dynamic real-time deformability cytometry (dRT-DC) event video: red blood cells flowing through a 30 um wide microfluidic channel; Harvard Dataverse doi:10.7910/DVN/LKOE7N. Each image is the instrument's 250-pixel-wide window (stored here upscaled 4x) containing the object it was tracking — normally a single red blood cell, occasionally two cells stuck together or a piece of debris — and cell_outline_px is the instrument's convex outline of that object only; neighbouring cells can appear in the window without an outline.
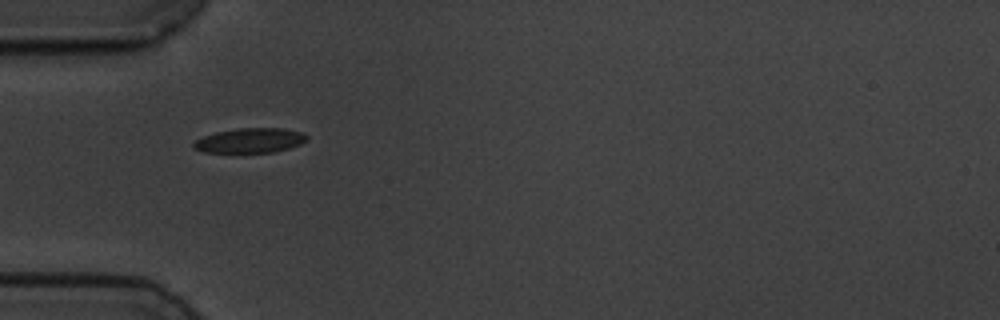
{"species": "common noctule bat (a hibernating species)", "species_latin": "Nyctalus noctula", "temperature_condition": "cold", "stored_images_in_passage": 41, "camera_frame_rate_fps": 3000, "um_per_image_px": 0.085, "animal": {"sex": "male", "body_mass_g": 19.5, "forearm_length_mm": 54.6}, "frame": {"image": 1, "passage_image": 1, "time_ms": 0.0, "image_size_px": [1000, 320], "cell_outline_px": [[308, 140], [300, 144], [288, 148], [272, 152], [204, 152], [196, 148], [192, 144], [196, 140], [204, 136], [216, 132], [236, 128], [284, 128], [304, 132], [308, 136]], "centroid_in_image_um": [21.31, 11.92], "position_along_channel_um": 63.7, "area_um2": 16.24}}
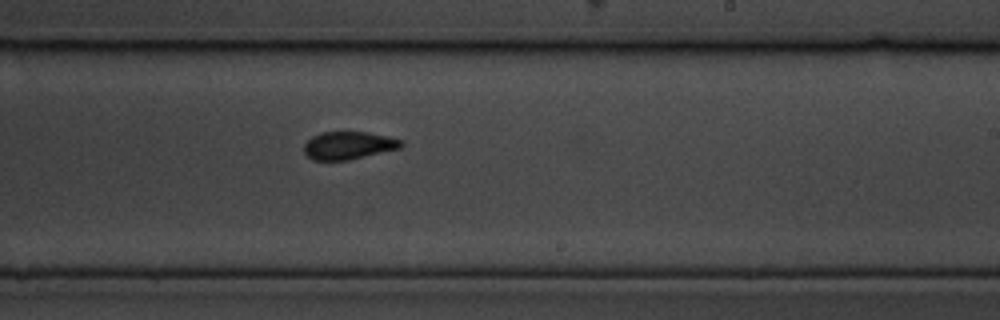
{"frame": {"image": 2, "passage_image": 18, "time_ms": 5.667, "image_size_px": [1000, 320], "cell_outline_px": [[404, 144], [400, 148], [348, 160], [312, 160], [304, 152], [304, 144], [312, 136], [320, 132], [368, 132], [388, 136], [404, 140]], "centroid_in_image_um": [29.63, 12.35], "position_along_channel_um": 259.4, "area_um2": 15.78}}
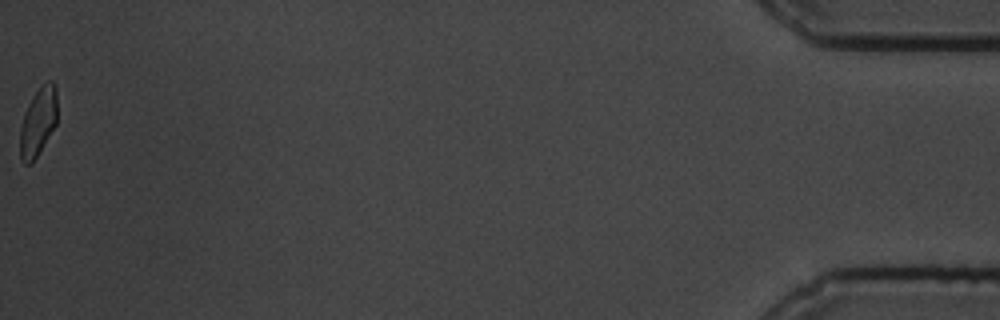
{"frame": {"image": 3, "passage_image": 41, "time_ms": 13.333, "image_size_px": [1000, 320], "cell_outline_px": [[56, 124], [32, 164], [24, 164], [20, 160], [20, 128], [24, 112], [32, 96], [48, 80], [52, 80], [56, 84]], "centroid_in_image_um": [3.22, 10.37], "position_along_channel_um": 432.0, "area_um2": 14.8}, "authors_computed_cell_mechanics": {"area_um2": 16.184, "velocity_mm_per_s": 3.4826, "shape_relaxation_time_tau1_ms": 4.4233, "shape_relaxation_time_tau2_ms": 1.8051, "deformation_change_tau1": 0.1314, "deformation_change_tau2": 0.0503}}